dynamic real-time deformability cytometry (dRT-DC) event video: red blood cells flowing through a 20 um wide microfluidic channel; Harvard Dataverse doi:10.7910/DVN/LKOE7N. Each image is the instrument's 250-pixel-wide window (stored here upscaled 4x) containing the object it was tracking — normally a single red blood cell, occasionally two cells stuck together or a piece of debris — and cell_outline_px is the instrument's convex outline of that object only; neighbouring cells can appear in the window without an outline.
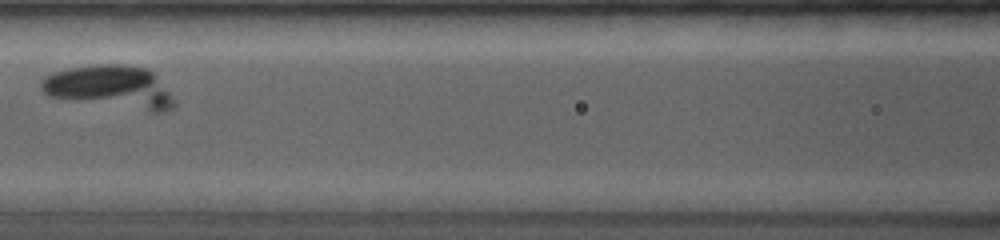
{"species": "common noctule bat (a hibernating species)", "species_latin": "Nyctalus noctula", "temperature_condition": "room temperature", "stored_images_in_passage": 16, "camera_frame_rate_fps": 4000, "um_per_image_px": 0.085, "animal": {"sex": "female", "body_mass_g": 19.0, "forearm_length_mm": 53.3}, "frame": {"image": 1, "passage_image": 13, "time_ms": 5.5, "image_size_px": [1000, 240], "cell_outline_px": [[176, 108], [164, 112], [152, 112], [48, 96], [40, 88], [40, 80], [44, 76], [52, 72], [68, 68], [96, 64], [124, 64], [144, 68], [152, 72], [168, 92], [176, 104]], "centroid_in_image_um": [9.34, 7.39], "position_along_channel_um": 157.3, "area_um2": 33.06}}